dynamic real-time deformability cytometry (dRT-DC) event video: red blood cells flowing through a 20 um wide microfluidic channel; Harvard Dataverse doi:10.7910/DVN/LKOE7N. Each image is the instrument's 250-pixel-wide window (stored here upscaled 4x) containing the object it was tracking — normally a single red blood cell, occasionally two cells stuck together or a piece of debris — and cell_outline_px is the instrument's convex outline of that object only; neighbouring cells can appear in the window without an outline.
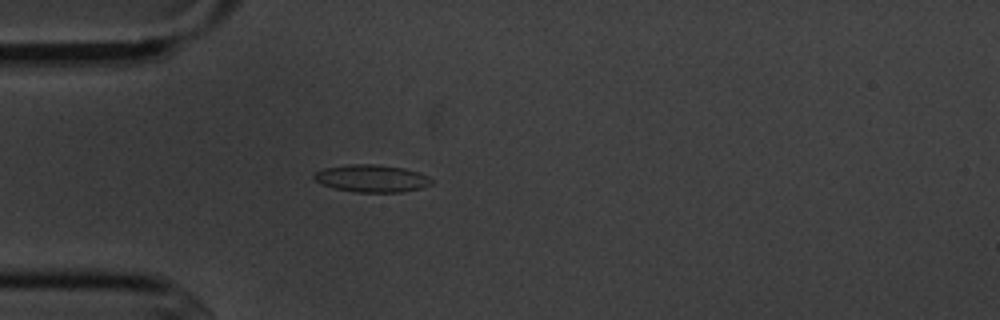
{"species": "common noctule bat (a hibernating species)", "species_latin": "Nyctalus noctula", "temperature_condition": "cold", "stored_images_in_passage": 4, "camera_frame_rate_fps": 3000, "um_per_image_px": 0.085, "animal": {"sex": "male", "body_mass_g": 20.1, "forearm_length_mm": 53.5}, "frame": {"image": 1, "passage_image": 4, "time_ms": 3.333, "image_size_px": [1000, 320], "cell_outline_px": [[432, 184], [424, 188], [400, 192], [356, 192], [336, 188], [324, 184], [316, 180], [312, 176], [316, 172], [324, 168], [352, 164], [376, 164], [404, 168], [420, 172], [428, 176], [432, 180]], "centroid_in_image_um": [31.66, 15.16], "position_along_channel_um": 53.3, "area_um2": 18.67}}